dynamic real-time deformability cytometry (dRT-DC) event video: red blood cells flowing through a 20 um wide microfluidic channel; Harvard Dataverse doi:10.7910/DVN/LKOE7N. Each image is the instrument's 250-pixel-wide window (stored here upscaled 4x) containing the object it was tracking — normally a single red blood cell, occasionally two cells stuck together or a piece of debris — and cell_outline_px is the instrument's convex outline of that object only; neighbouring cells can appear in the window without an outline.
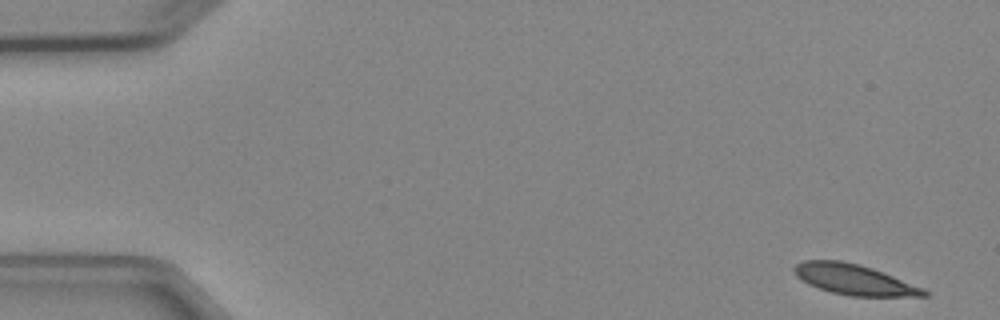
{"species": "Egyptian fruit bat (a non-hibernating species)", "species_latin": "Rousettus aegyptiacus", "temperature_condition": "cold", "stored_images_in_passage": 7, "camera_frame_rate_fps": 3000, "um_per_image_px": 0.085, "animal": {"sex": "female"}, "frame": {"image": 1, "passage_image": 1, "time_ms": 0.0, "image_size_px": [1000, 320], "cell_outline_px": [[932, 292], [928, 296], [848, 296], [832, 292], [808, 284], [796, 276], [792, 268], [796, 264], [804, 260], [840, 260], [860, 264], [872, 268], [924, 288]], "centroid_in_image_um": [72.62, 23.76], "position_along_channel_um": 12.4, "area_um2": 23.06}}
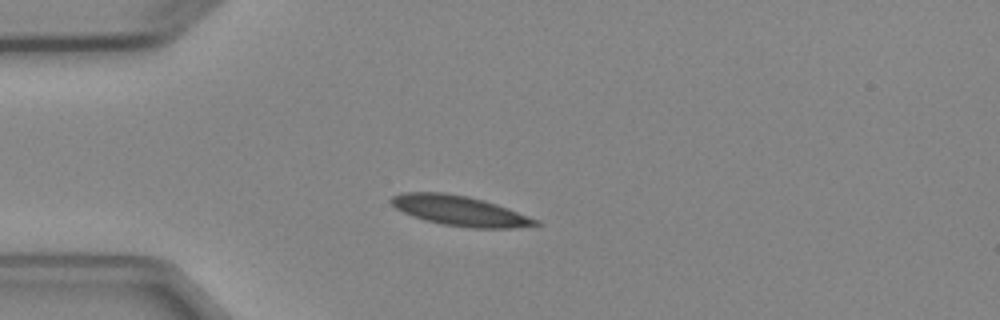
{"frame": {"image": 2, "passage_image": 4, "time_ms": 3.667, "image_size_px": [1000, 320], "cell_outline_px": [[540, 224], [512, 228], [472, 228], [444, 224], [424, 220], [412, 216], [396, 208], [388, 200], [392, 196], [400, 192], [444, 192], [468, 196], [484, 200], [508, 208], [540, 220]], "centroid_in_image_um": [39.06, 17.9], "position_along_channel_um": 45.9, "area_um2": 25.26}}